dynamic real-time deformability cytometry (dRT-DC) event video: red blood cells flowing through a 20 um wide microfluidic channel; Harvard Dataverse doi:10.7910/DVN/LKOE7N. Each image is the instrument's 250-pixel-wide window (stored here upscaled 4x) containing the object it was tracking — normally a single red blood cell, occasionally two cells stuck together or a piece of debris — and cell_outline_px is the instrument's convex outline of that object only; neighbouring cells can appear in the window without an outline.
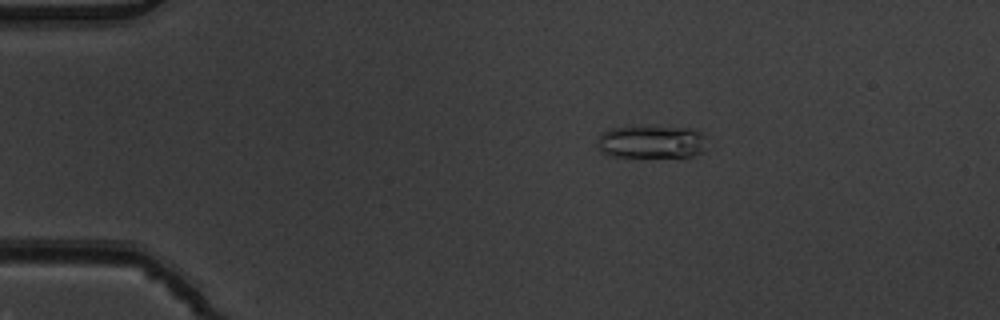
{"species": "common noctule bat (a hibernating species)", "species_latin": "Nyctalus noctula", "temperature_condition": "warm", "stored_images_in_passage": 6, "camera_frame_rate_fps": 3000, "um_per_image_px": 0.085, "animal": {"sex": "male", "body_mass_g": 19.5, "forearm_length_mm": 54.6}, "frame": {"image": 1, "passage_image": 4, "time_ms": 1.0, "image_size_px": [1000, 320], "cell_outline_px": [[704, 152], [692, 156], [612, 156], [600, 152], [596, 144], [600, 132], [612, 128], [692, 128], [700, 132], [704, 136]], "centroid_in_image_um": [55.33, 12.08], "position_along_channel_um": 29.7, "area_um2": 20.52}}